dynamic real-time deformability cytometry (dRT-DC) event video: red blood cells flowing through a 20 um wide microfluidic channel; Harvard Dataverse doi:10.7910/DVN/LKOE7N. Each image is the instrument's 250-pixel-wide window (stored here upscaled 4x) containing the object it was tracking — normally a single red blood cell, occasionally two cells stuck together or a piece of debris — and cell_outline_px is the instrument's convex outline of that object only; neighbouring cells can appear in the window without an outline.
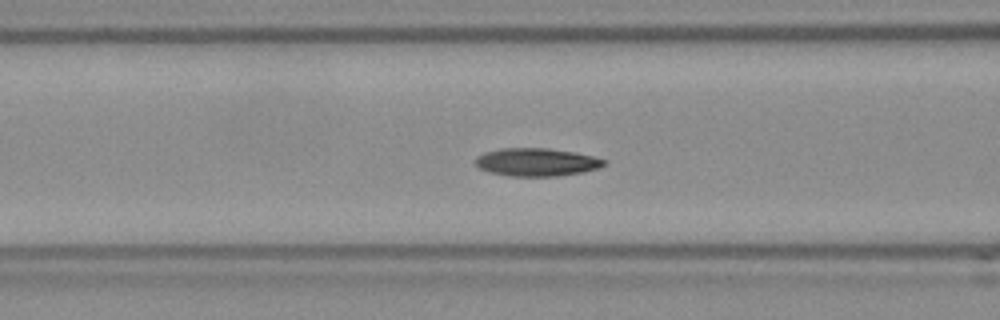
{"species": "Egyptian fruit bat (a non-hibernating species)", "species_latin": "Rousettus aegyptiacus", "temperature_condition": "room temperature", "stored_images_in_passage": 46, "camera_frame_rate_fps": 3000, "um_per_image_px": 0.085, "frame": {"image": 1, "passage_image": 20, "time_ms": 6.333, "image_size_px": [1000, 320], "cell_outline_px": [[608, 164], [600, 168], [584, 172], [556, 176], [512, 176], [488, 172], [480, 168], [476, 164], [476, 156], [484, 152], [504, 148], [548, 148], [576, 152], [608, 160]], "centroid_in_image_um": [45.67, 13.78], "position_along_channel_um": 120.9, "area_um2": 21.15}, "authors_computed_cell_mechanics": {"area_um2": 20.6924, "velocity_mm_per_s": 3.7865, "shape_relaxation_time_tau1_ms": 4.3226, "shape_relaxation_time_tau2_ms": 2.9312, "deformation_change_tau1": 0.1472, "deformation_change_tau2": 0.0686}}